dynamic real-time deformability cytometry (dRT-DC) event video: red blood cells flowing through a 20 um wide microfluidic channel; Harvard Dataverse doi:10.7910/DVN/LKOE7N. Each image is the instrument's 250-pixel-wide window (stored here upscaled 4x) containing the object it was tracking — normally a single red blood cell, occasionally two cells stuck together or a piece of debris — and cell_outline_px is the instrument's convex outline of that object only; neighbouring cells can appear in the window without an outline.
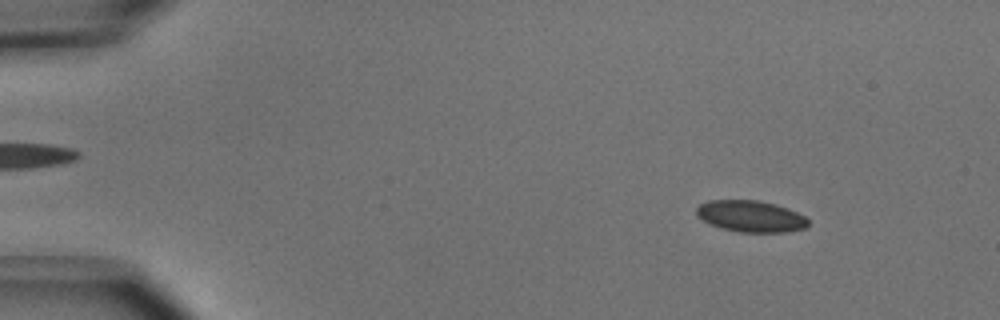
{"species": "common noctule bat (a hibernating species)", "species_latin": "Nyctalus noctula", "temperature_condition": "cold", "stored_images_in_passage": 51, "camera_frame_rate_fps": 3000, "um_per_image_px": 0.085, "animal": {"sex": "male", "body_mass_g": 15.6}, "frame": {"image": 1, "passage_image": 6, "time_ms": 1.667, "image_size_px": [1000, 320], "cell_outline_px": [[808, 224], [804, 228], [788, 232], [740, 232], [720, 228], [696, 216], [696, 208], [700, 204], [708, 200], [756, 200], [776, 204], [788, 208], [804, 216], [808, 220]], "centroid_in_image_um": [63.8, 18.38], "position_along_channel_um": 21.2, "area_um2": 20.46}}
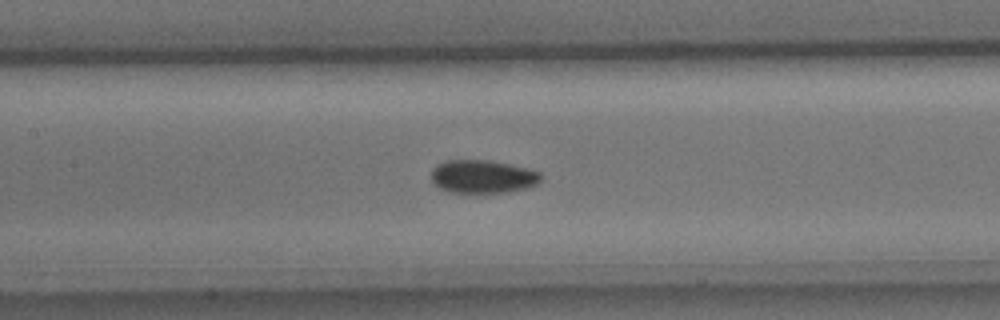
{"frame": {"image": 2, "passage_image": 24, "time_ms": 7.667, "image_size_px": [1000, 320], "cell_outline_px": [[540, 180], [536, 184], [528, 188], [508, 192], [448, 192], [440, 188], [432, 180], [432, 168], [436, 164], [444, 160], [488, 160], [528, 168], [540, 172]], "centroid_in_image_um": [41.01, 15.0], "position_along_channel_um": 166.4, "area_um2": 21.15}}
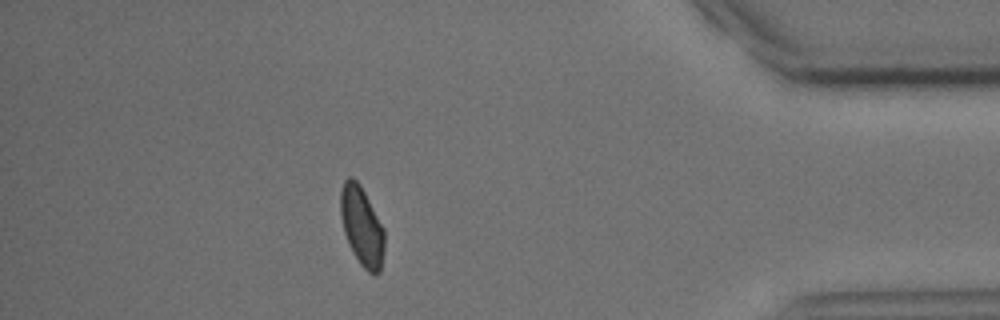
{"frame": {"image": 3, "passage_image": 45, "time_ms": 14.667, "image_size_px": [1000, 320], "cell_outline_px": [[384, 248], [380, 272], [376, 276], [368, 272], [360, 264], [348, 244], [344, 232], [340, 216], [340, 192], [344, 180], [348, 176], [352, 176], [360, 184], [384, 228]], "centroid_in_image_um": [30.74, 19.23], "position_along_channel_um": 404.5, "area_um2": 20.4}, "authors_computed_cell_mechanics": {"area_um2": 20.6924, "velocity_mm_per_s": 3.9477, "shape_relaxation_time_tau1_ms": 4.3354, "shape_relaxation_time_tau2_ms": null, "deformation_change_tau1": 0.0832, "deformation_change_tau2": null}}